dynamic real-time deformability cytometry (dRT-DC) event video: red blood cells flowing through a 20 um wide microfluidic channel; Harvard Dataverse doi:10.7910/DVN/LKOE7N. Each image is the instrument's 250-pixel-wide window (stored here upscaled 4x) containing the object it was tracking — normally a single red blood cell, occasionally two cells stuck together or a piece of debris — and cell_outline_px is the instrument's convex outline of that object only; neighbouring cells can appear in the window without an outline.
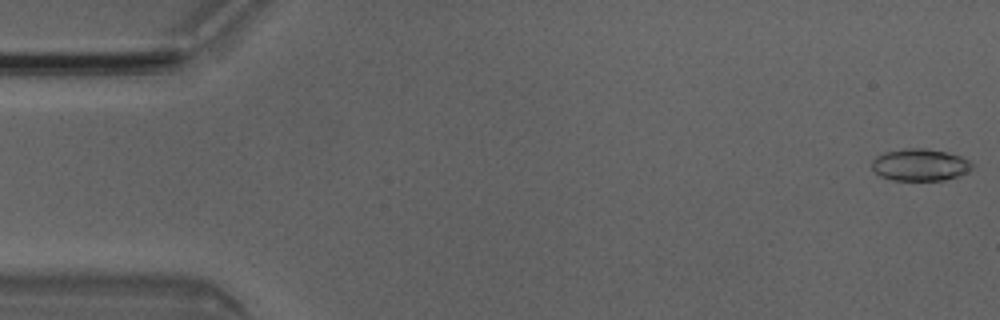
{"species": "Egyptian fruit bat (a non-hibernating species)", "species_latin": "Rousettus aegyptiacus", "temperature_condition": "room temperature", "stored_images_in_passage": 5, "camera_frame_rate_fps": 3000, "um_per_image_px": 0.085, "animal": {"sex": "male"}, "frame": {"image": 1, "passage_image": 1, "time_ms": 0.0, "image_size_px": [1000, 320], "cell_outline_px": [[972, 168], [968, 172], [944, 180], [892, 180], [880, 176], [872, 168], [872, 160], [876, 156], [884, 152], [904, 148], [924, 148], [944, 152], [960, 156], [968, 160], [972, 164]], "centroid_in_image_um": [78.17, 14.01], "position_along_channel_um": 6.8, "area_um2": 18.61}}
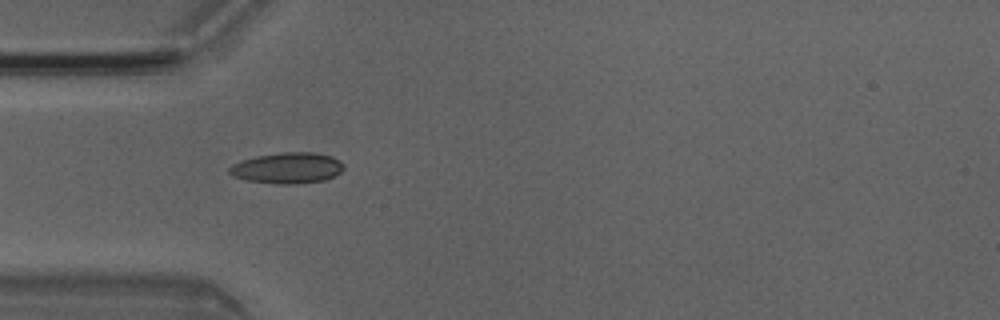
{"frame": {"image": 2, "passage_image": 5, "time_ms": 1.333, "image_size_px": [1000, 320], "cell_outline_px": [[344, 168], [336, 176], [324, 180], [292, 184], [276, 184], [244, 180], [232, 176], [228, 172], [228, 168], [232, 164], [240, 160], [256, 156], [280, 152], [312, 152], [332, 156], [340, 160], [344, 164]], "centroid_in_image_um": [24.41, 14.28], "position_along_channel_um": 60.6, "area_um2": 20.92}}